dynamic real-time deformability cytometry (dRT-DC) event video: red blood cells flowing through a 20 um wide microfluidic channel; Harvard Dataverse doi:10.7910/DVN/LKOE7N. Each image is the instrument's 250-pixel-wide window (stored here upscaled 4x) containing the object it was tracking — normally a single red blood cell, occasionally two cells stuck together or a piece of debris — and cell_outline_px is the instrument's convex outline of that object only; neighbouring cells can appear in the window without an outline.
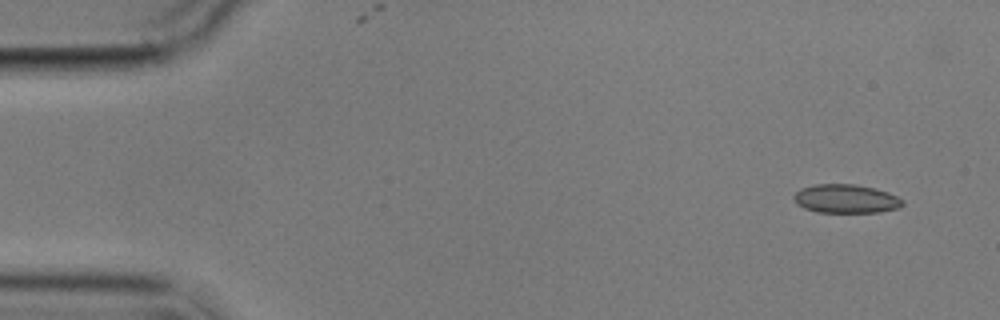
{"species": "common noctule bat (a hibernating species)", "species_latin": "Nyctalus noctula", "temperature_condition": "cold", "stored_images_in_passage": 10, "camera_frame_rate_fps": 3000, "um_per_image_px": 0.085, "animal": {"sex": "male", "body_mass_g": 17.9}, "frame": {"image": 1, "passage_image": 1, "time_ms": 0.0, "image_size_px": [1000, 320], "cell_outline_px": [[904, 204], [900, 208], [880, 212], [816, 212], [804, 208], [796, 204], [792, 200], [792, 196], [800, 188], [816, 184], [856, 184], [888, 192], [904, 200]], "centroid_in_image_um": [71.88, 16.9], "position_along_channel_um": 13.1, "area_um2": 18.38}}
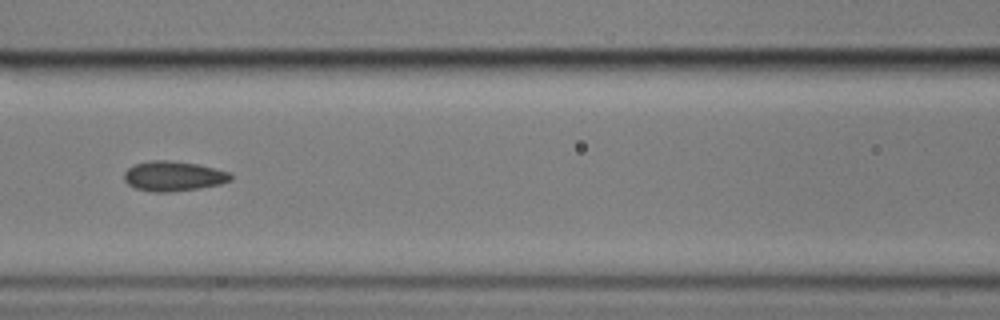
{"frame": {"image": 2, "passage_image": 7, "time_ms": 7.0, "image_size_px": [1000, 320], "cell_outline_px": [[232, 180], [220, 184], [200, 188], [168, 192], [152, 192], [136, 188], [128, 184], [124, 180], [124, 172], [128, 168], [136, 164], [152, 160], [168, 160], [196, 164], [228, 172], [232, 176]], "centroid_in_image_um": [14.72, 14.98], "position_along_channel_um": 151.9, "area_um2": 18.38}}
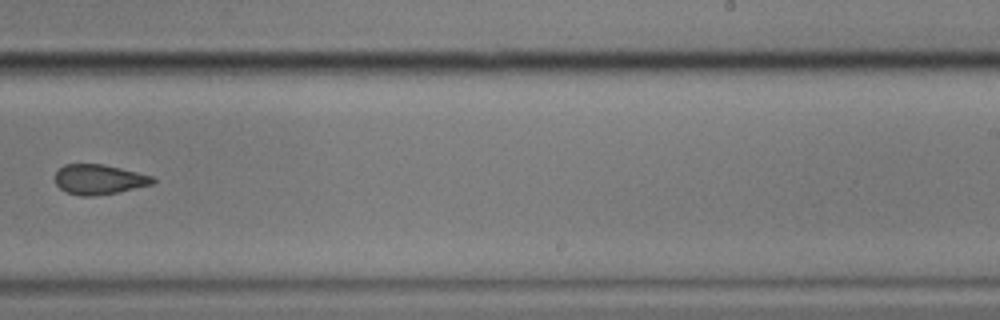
{"frame": {"image": 3, "passage_image": 10, "time_ms": 10.667, "image_size_px": [1000, 320], "cell_outline_px": [[156, 180], [152, 184], [120, 192], [96, 196], [80, 196], [64, 192], [56, 184], [56, 172], [64, 164], [104, 164], [152, 176]], "centroid_in_image_um": [8.4, 15.26], "position_along_channel_um": 280.6, "area_um2": 17.11}}